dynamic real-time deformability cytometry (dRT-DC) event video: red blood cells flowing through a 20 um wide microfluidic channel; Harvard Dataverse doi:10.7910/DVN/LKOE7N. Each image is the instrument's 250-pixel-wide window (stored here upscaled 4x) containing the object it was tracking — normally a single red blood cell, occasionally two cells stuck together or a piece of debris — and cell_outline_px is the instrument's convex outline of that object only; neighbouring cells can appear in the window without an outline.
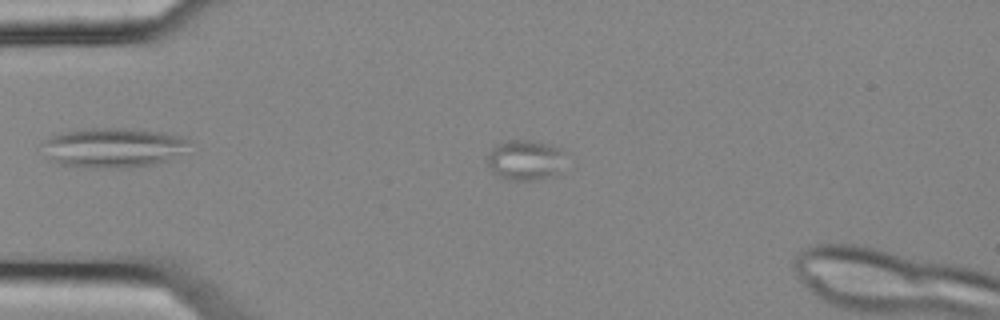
{"species": "common noctule bat (a hibernating species)", "species_latin": "Nyctalus noctula", "temperature_condition": "cold", "stored_images_in_passage": 5, "camera_frame_rate_fps": 3000, "um_per_image_px": 0.085, "animal": {"sex": "female", "body_mass_g": 25.1}, "frame": {"image": 1, "passage_image": 3, "time_ms": 0.667, "image_size_px": [1000, 320], "cell_outline_px": [[564, 152], [556, 172], [552, 176], [532, 180], [512, 180], [500, 176], [492, 172], [484, 156], [496, 144], [508, 140], [528, 140], [548, 144], [560, 148]], "centroid_in_image_um": [44.54, 13.58], "position_along_channel_um": 40.5, "area_um2": 18.03}}